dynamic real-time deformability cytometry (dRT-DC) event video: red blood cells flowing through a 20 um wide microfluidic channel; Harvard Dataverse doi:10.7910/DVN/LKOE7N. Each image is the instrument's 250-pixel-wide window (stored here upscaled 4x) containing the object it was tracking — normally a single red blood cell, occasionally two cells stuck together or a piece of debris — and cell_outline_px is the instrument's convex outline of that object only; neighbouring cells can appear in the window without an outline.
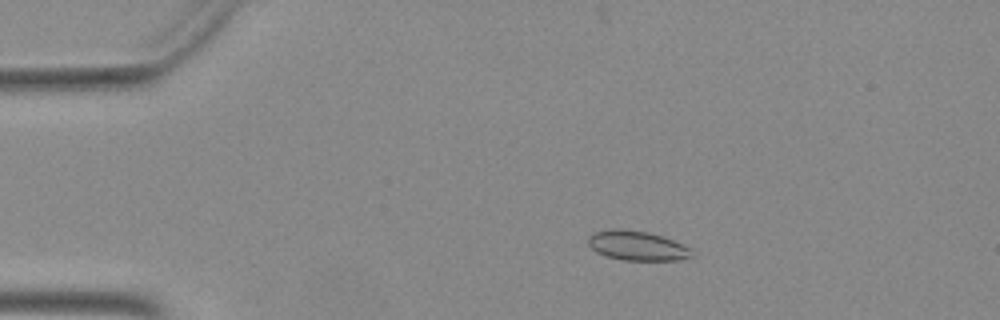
{"species": "Egyptian fruit bat (a non-hibernating species)", "species_latin": "Rousettus aegyptiacus", "temperature_condition": "warm", "stored_images_in_passage": 42, "camera_frame_rate_fps": 3000, "um_per_image_px": 0.085, "animal": {"sex": "female"}, "frame": {"image": 1, "passage_image": 1, "time_ms": 0.0, "image_size_px": [1000, 320], "cell_outline_px": [[692, 256], [680, 260], [624, 260], [608, 256], [596, 252], [588, 244], [588, 236], [596, 232], [648, 232], [672, 240], [692, 248]], "centroid_in_image_um": [54.23, 20.94], "position_along_channel_um": 30.8, "area_um2": 16.88}}
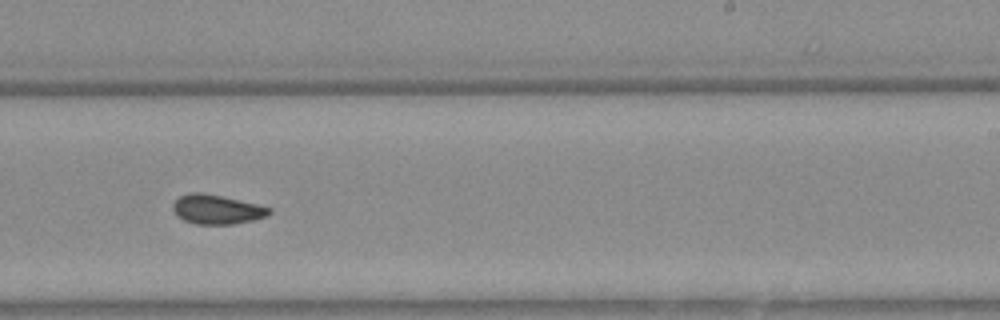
{"frame": {"image": 2, "passage_image": 23, "time_ms": 7.333, "image_size_px": [1000, 320], "cell_outline_px": [[272, 212], [268, 216], [252, 220], [232, 224], [196, 224], [184, 220], [172, 208], [172, 204], [180, 196], [188, 192], [204, 192], [256, 204], [272, 208]], "centroid_in_image_um": [18.44, 17.79], "position_along_channel_um": 270.6, "area_um2": 16.36}}
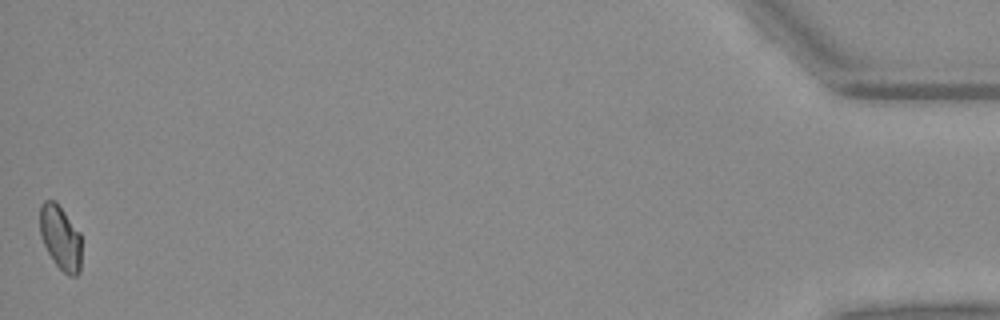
{"frame": {"image": 3, "passage_image": 42, "time_ms": 13.667, "image_size_px": [1000, 320], "cell_outline_px": [[80, 272], [76, 276], [68, 276], [56, 264], [48, 252], [40, 236], [40, 204], [44, 200], [56, 200], [80, 232]], "centroid_in_image_um": [5.13, 20.17], "position_along_channel_um": 430.1, "area_um2": 15.66}}